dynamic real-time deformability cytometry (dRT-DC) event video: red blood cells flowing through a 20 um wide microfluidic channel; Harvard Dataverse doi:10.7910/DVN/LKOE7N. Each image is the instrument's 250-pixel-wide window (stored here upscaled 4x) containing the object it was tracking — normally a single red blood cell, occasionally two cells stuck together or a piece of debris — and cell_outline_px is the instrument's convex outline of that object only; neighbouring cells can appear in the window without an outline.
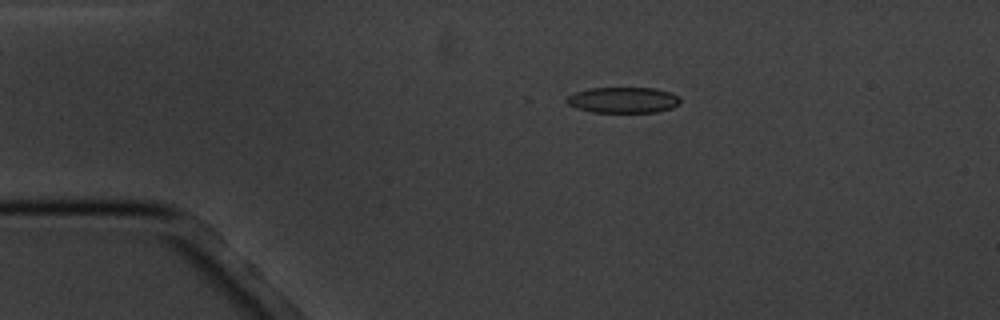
{"species": "common noctule bat (a hibernating species)", "species_latin": "Nyctalus noctula", "temperature_condition": "cold", "stored_images_in_passage": 2, "camera_frame_rate_fps": 3000, "um_per_image_px": 0.085, "animal": {"sex": "male", "body_mass_g": 20.1, "forearm_length_mm": 53.5}, "frame": {"image": 1, "passage_image": 2, "time_ms": 1.333, "image_size_px": [1000, 320], "cell_outline_px": [[680, 104], [672, 108], [656, 112], [592, 112], [576, 108], [568, 104], [564, 100], [568, 96], [576, 92], [592, 88], [656, 88], [680, 96]], "centroid_in_image_um": [52.98, 8.5], "position_along_channel_um": 32.0, "area_um2": 17.11}}